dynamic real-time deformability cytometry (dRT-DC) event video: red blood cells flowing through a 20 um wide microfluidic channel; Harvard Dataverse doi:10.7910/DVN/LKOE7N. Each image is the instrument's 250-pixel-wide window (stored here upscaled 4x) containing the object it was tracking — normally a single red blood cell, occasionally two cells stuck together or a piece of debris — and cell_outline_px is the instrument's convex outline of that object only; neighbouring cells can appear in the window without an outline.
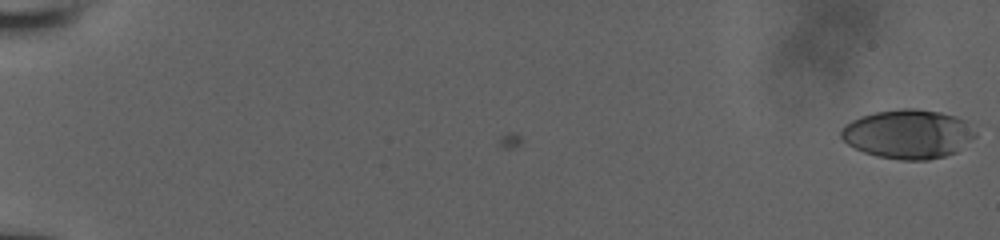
{"species": "human", "species_latin": "Homo sapiens", "temperature_condition": "room temperature", "stored_images_in_passage": 26, "camera_frame_rate_fps": 3000, "um_per_image_px": 0.085, "donor": {"sex": "male"}, "frame": {"image": 1, "passage_image": 1, "time_ms": 0.0, "image_size_px": [1000, 240], "cell_outline_px": [[976, 136], [956, 152], [944, 156], [928, 160], [900, 160], [876, 156], [864, 152], [848, 144], [840, 136], [840, 132], [852, 120], [860, 116], [876, 112], [900, 108], [916, 108], [940, 112], [956, 116], [964, 120], [976, 132]], "centroid_in_image_um": [77.2, 11.39], "position_along_channel_um": 7.8, "area_um2": 38.26}}
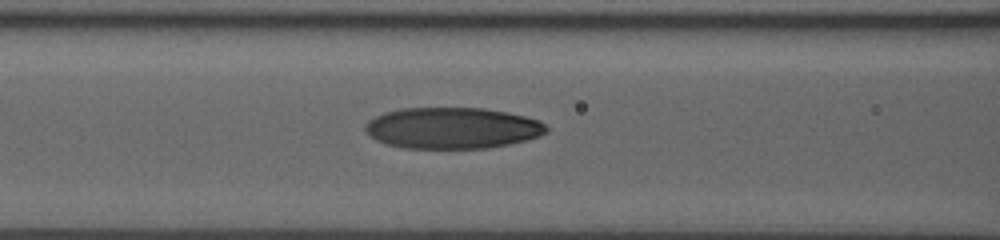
{"frame": {"image": 2, "passage_image": 23, "time_ms": 9.0, "image_size_px": [1000, 240], "cell_outline_px": [[548, 132], [540, 136], [508, 144], [488, 148], [404, 148], [388, 144], [376, 140], [364, 128], [364, 124], [368, 120], [384, 112], [400, 108], [484, 108], [508, 112], [540, 120], [548, 128]], "centroid_in_image_um": [38.45, 10.87], "position_along_channel_um": 128.1, "area_um2": 43.58}}
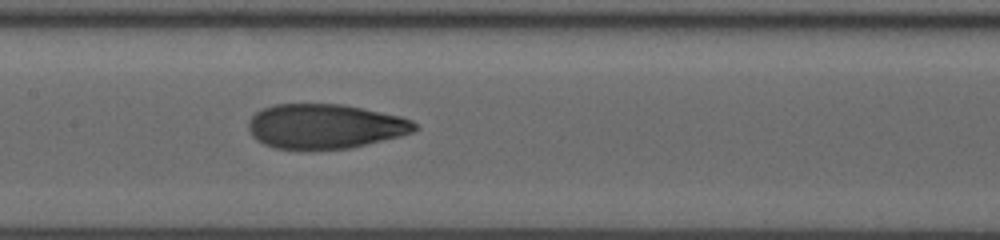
{"frame": {"image": 3, "passage_image": 26, "time_ms": 10.333, "image_size_px": [1000, 240], "cell_outline_px": [[420, 128], [412, 132], [400, 136], [352, 148], [272, 148], [256, 140], [252, 136], [248, 128], [248, 120], [256, 112], [272, 104], [344, 104], [400, 116], [412, 120]], "centroid_in_image_um": [27.63, 10.72], "position_along_channel_um": 179.8, "area_um2": 43.18}}